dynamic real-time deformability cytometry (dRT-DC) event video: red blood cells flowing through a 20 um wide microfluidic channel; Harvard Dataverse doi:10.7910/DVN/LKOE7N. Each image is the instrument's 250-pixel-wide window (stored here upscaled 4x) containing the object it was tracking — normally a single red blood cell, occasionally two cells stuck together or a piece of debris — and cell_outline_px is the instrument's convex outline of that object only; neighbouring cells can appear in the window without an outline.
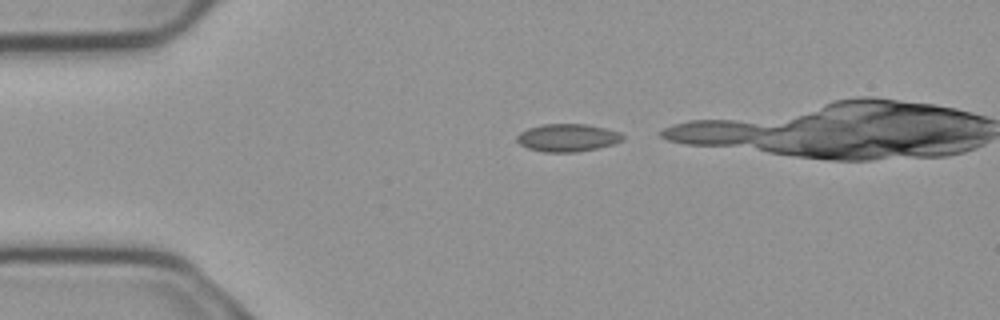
{"species": "common noctule bat (a hibernating species)", "species_latin": "Nyctalus noctula", "temperature_condition": "cold", "stored_images_in_passage": 3, "camera_frame_rate_fps": 3000, "um_per_image_px": 0.085, "animal": {"sex": "male", "body_mass_g": 23.1, "forearm_length_mm": 52.7}, "frame": {"image": 1, "passage_image": 1, "time_ms": 0.0, "image_size_px": [1000, 320], "cell_outline_px": [[624, 140], [612, 144], [596, 148], [576, 152], [544, 152], [528, 148], [520, 144], [516, 140], [516, 136], [520, 132], [528, 128], [544, 124], [584, 124], [604, 128], [620, 132], [624, 136]], "centroid_in_image_um": [48.22, 11.7], "position_along_channel_um": 36.8, "area_um2": 16.99}}